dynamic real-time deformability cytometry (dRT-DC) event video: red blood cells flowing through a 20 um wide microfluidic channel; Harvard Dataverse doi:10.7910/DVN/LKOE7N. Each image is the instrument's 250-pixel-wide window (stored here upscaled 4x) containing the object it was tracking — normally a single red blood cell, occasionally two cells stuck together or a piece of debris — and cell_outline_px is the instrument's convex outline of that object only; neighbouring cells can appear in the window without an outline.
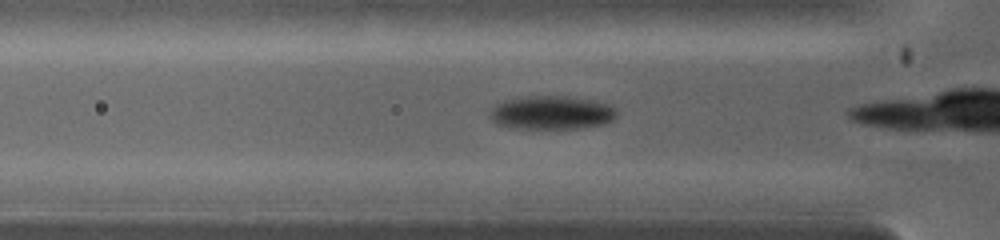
{"species": "common noctule bat (a hibernating species)", "species_latin": "Nyctalus noctula", "temperature_condition": "warm", "stored_images_in_passage": 49, "camera_frame_rate_fps": 5000, "um_per_image_px": 0.085, "animal": {"sex": "female", "body_mass_g": 19.0, "forearm_length_mm": 53.3}, "frame": {"image": 1, "passage_image": 5, "time_ms": 0.6, "image_size_px": [1000, 240], "cell_outline_px": [[616, 116], [612, 120], [604, 124], [576, 128], [512, 128], [496, 124], [488, 116], [492, 108], [496, 104], [504, 100], [520, 96], [568, 96], [596, 100], [608, 104], [616, 108]], "centroid_in_image_um": [46.86, 9.56], "position_along_channel_um": 78.9, "area_um2": 25.03}}
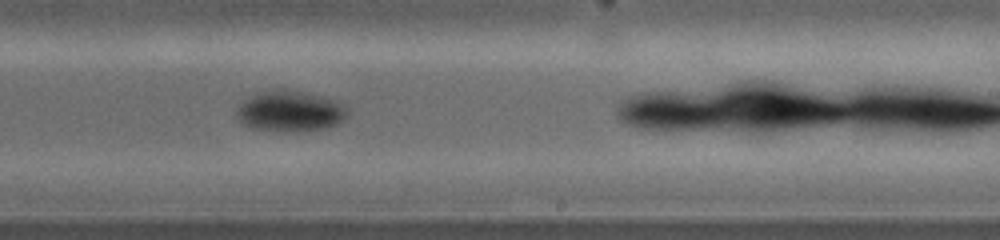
{"frame": {"image": 2, "passage_image": 24, "time_ms": 3.8, "image_size_px": [1000, 240], "cell_outline_px": [[348, 116], [344, 120], [336, 124], [324, 128], [300, 132], [272, 132], [252, 128], [244, 124], [236, 116], [236, 112], [244, 100], [268, 88], [280, 88], [304, 92], [320, 96], [332, 100], [348, 108]], "centroid_in_image_um": [24.64, 9.47], "position_along_channel_um": 264.4, "area_um2": 26.59}}
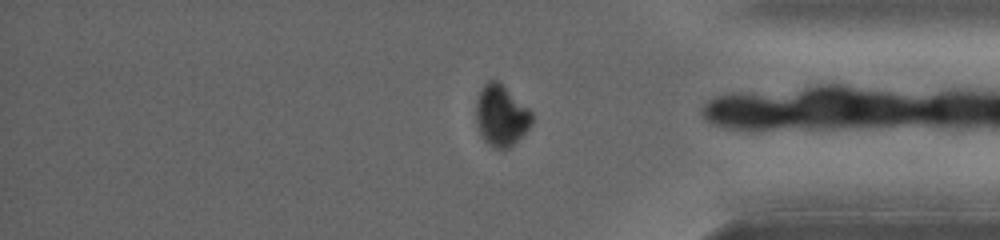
{"frame": {"image": 3, "passage_image": 39, "time_ms": 6.2, "image_size_px": [1000, 240], "cell_outline_px": [[532, 124], [508, 148], [492, 148], [484, 140], [480, 132], [476, 120], [476, 100], [484, 84], [488, 80], [500, 80], [532, 112]], "centroid_in_image_um": [42.59, 9.78], "position_along_channel_um": 392.6, "area_um2": 19.77}}